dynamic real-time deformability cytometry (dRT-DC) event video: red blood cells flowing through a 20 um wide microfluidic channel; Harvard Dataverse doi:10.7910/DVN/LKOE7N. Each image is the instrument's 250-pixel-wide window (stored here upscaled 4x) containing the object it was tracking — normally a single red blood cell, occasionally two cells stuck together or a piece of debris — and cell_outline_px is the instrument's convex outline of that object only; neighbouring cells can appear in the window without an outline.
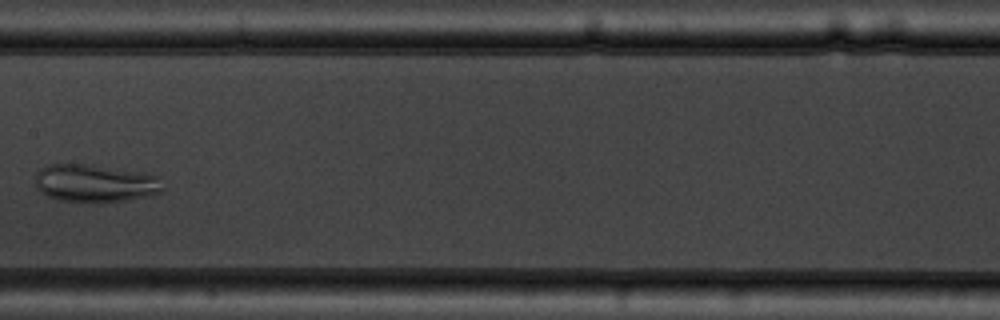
{"species": "common noctule bat (a hibernating species)", "species_latin": "Nyctalus noctula", "temperature_condition": "warm", "stored_images_in_passage": 8, "camera_frame_rate_fps": 3000, "um_per_image_px": 0.085, "animal": {"sex": "male", "body_mass_g": 19.5, "forearm_length_mm": 54.6}, "frame": {"image": 1, "passage_image": 7, "time_ms": 7.0, "image_size_px": [1000, 320], "cell_outline_px": [[164, 188], [160, 192], [152, 196], [104, 204], [100, 204], [56, 200], [40, 192], [36, 188], [36, 172], [40, 168], [48, 164], [88, 164], [144, 172], [160, 176]], "centroid_in_image_um": [8.12, 15.6], "position_along_channel_um": 199.3, "area_um2": 29.07}}